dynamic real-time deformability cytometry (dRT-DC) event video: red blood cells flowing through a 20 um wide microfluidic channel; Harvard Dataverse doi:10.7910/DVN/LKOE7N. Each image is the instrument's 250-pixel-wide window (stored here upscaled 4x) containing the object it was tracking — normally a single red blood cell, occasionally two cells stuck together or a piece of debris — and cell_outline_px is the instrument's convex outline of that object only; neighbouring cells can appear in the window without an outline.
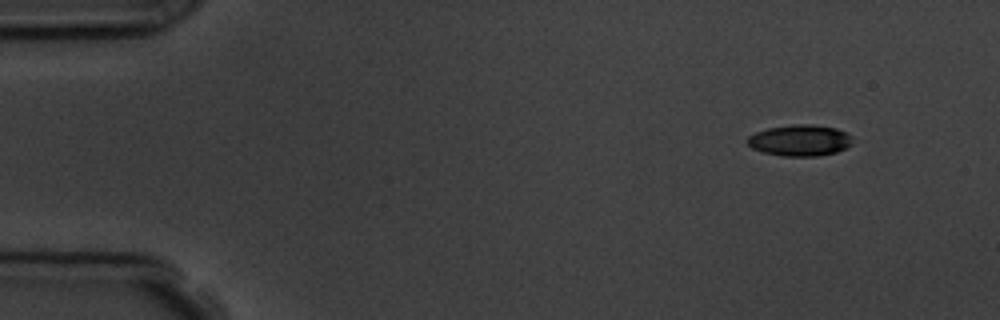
{"species": "common noctule bat (a hibernating species)", "species_latin": "Nyctalus noctula", "temperature_condition": "room temperature", "stored_images_in_passage": 4, "camera_frame_rate_fps": 3000, "um_per_image_px": 0.085, "animal": {"sex": "male", "body_mass_g": 19.5, "forearm_length_mm": 54.6}, "frame": {"image": 1, "passage_image": 1, "time_ms": 0.0, "image_size_px": [1000, 320], "cell_outline_px": [[852, 144], [836, 152], [820, 156], [780, 156], [764, 152], [752, 148], [748, 144], [748, 136], [756, 132], [768, 128], [792, 124], [812, 124], [836, 128], [848, 132], [852, 136]], "centroid_in_image_um": [68.02, 11.92], "position_along_channel_um": 17.0, "area_um2": 19.25}}
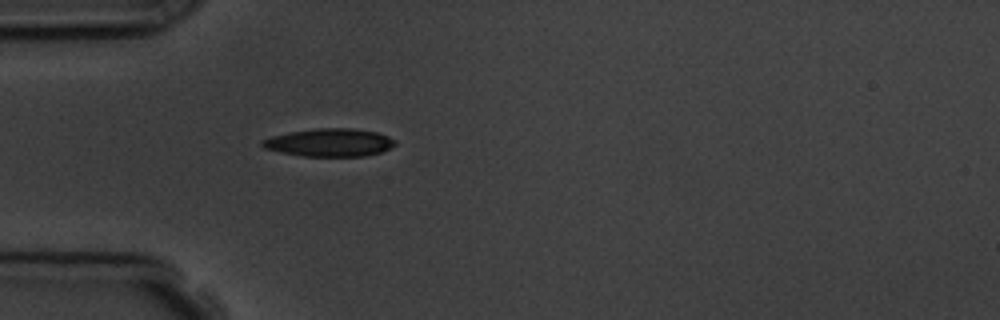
{"frame": {"image": 2, "passage_image": 4, "time_ms": 3.667, "image_size_px": [1000, 320], "cell_outline_px": [[396, 144], [380, 152], [364, 156], [304, 156], [280, 152], [264, 148], [260, 144], [260, 140], [272, 136], [288, 132], [316, 128], [352, 128], [376, 132], [388, 136], [396, 140]], "centroid_in_image_um": [27.98, 12.11], "position_along_channel_um": 57.0, "area_um2": 21.62}}